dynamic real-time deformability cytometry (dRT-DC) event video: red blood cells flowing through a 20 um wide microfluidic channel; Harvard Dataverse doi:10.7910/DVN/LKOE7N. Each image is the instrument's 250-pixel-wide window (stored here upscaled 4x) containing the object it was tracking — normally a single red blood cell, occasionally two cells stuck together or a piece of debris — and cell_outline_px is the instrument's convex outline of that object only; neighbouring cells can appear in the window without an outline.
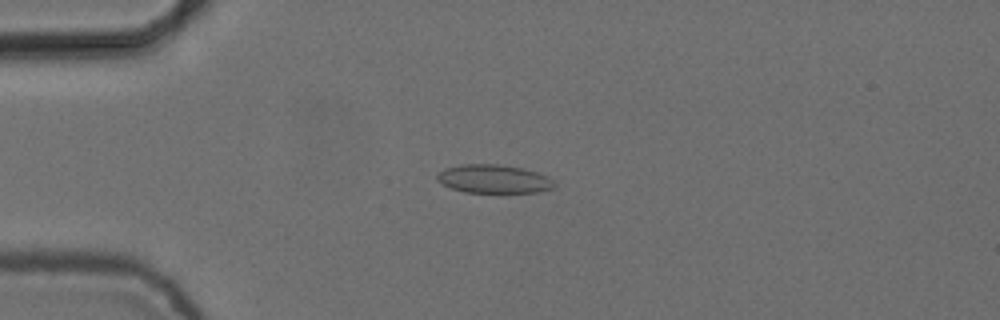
{"species": "common noctule bat (a hibernating species)", "species_latin": "Nyctalus noctula", "temperature_condition": "cold", "stored_images_in_passage": 5, "camera_frame_rate_fps": 3000, "um_per_image_px": 0.085, "animal": {"sex": "female", "body_mass_g": 24.6, "forearm_length_mm": 56.2}, "frame": {"image": 1, "passage_image": 4, "time_ms": 1.0, "image_size_px": [1000, 320], "cell_outline_px": [[556, 184], [552, 188], [536, 192], [464, 192], [452, 188], [436, 180], [436, 176], [444, 168], [460, 164], [496, 164], [524, 168], [548, 176]], "centroid_in_image_um": [41.96, 15.2], "position_along_channel_um": 43.0, "area_um2": 19.36}}